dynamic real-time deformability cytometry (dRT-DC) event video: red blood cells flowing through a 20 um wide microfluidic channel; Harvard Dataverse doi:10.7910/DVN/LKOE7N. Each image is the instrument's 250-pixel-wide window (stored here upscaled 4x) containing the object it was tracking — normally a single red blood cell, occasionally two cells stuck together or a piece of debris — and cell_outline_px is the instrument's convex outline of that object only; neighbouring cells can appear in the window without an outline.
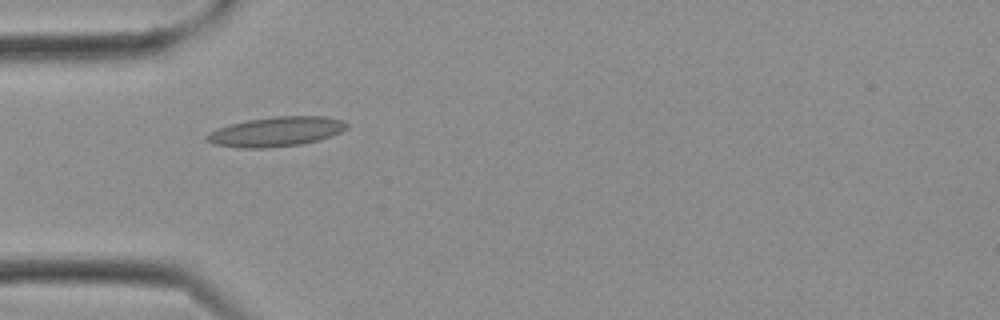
{"species": "Egyptian fruit bat (a non-hibernating species)", "species_latin": "Rousettus aegyptiacus", "temperature_condition": "cold", "stored_images_in_passage": 7, "camera_frame_rate_fps": 3000, "um_per_image_px": 0.085, "frame": {"image": 1, "passage_image": 2, "time_ms": 0.333, "image_size_px": [1000, 320], "cell_outline_px": [[348, 128], [340, 132], [320, 140], [300, 144], [268, 148], [240, 148], [212, 144], [204, 136], [208, 132], [216, 128], [248, 120], [276, 116], [324, 116], [340, 120], [348, 124]], "centroid_in_image_um": [23.45, 11.19], "position_along_channel_um": 61.6, "area_um2": 24.16}}
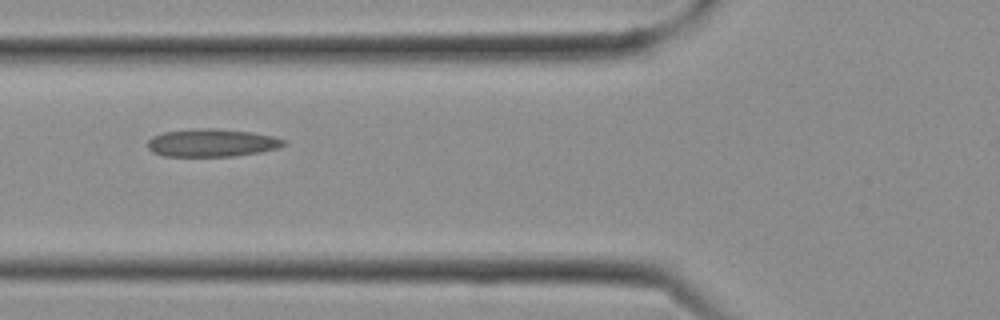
{"frame": {"image": 2, "passage_image": 4, "time_ms": 1.0, "image_size_px": [1000, 320], "cell_outline_px": [[288, 144], [276, 148], [260, 152], [236, 156], [164, 156], [152, 152], [148, 148], [148, 140], [152, 136], [164, 132], [200, 128], [216, 128], [252, 132], [272, 136], [284, 140]], "centroid_in_image_um": [18.0, 12.14], "position_along_channel_um": 107.8, "area_um2": 22.08}}
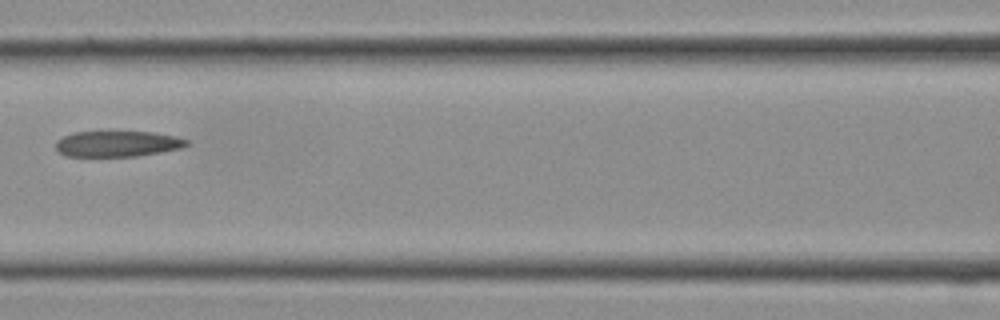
{"frame": {"image": 3, "passage_image": 6, "time_ms": 1.667, "image_size_px": [1000, 320], "cell_outline_px": [[188, 144], [180, 148], [160, 152], [136, 156], [64, 156], [56, 148], [56, 140], [72, 132], [152, 132], [176, 136], [188, 140]], "centroid_in_image_um": [9.96, 12.22], "position_along_channel_um": 156.6, "area_um2": 19.54}}